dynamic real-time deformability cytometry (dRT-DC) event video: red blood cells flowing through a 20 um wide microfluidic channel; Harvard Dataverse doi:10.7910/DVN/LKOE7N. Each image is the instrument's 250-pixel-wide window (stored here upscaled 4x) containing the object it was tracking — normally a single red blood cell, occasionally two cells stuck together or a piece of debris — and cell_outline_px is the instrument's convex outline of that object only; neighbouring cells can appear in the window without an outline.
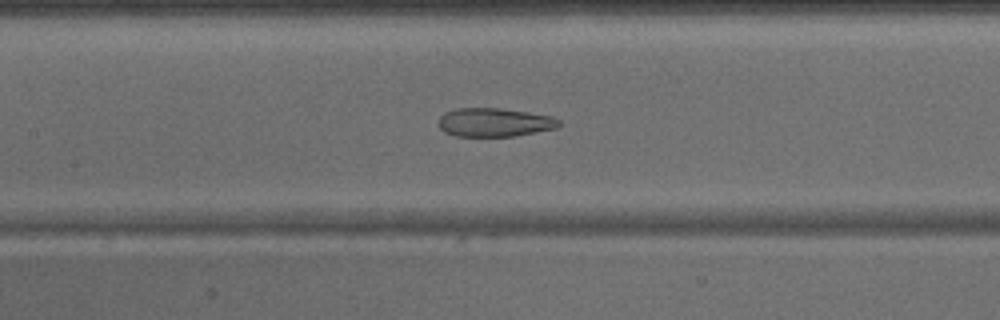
{"species": "common noctule bat (a hibernating species)", "species_latin": "Nyctalus noctula", "temperature_condition": "warm", "stored_images_in_passage": 33, "camera_frame_rate_fps": 3000, "um_per_image_px": 0.085, "animal": {"sex": "male", "body_mass_g": 15.6}, "frame": {"image": 1, "passage_image": 14, "time_ms": 4.333, "image_size_px": [1000, 320], "cell_outline_px": [[560, 124], [556, 128], [536, 132], [512, 136], [456, 136], [444, 132], [436, 124], [440, 116], [444, 112], [456, 108], [500, 108], [528, 112], [552, 116], [560, 120]], "centroid_in_image_um": [41.98, 10.39], "position_along_channel_um": 165.4, "area_um2": 20.23}}
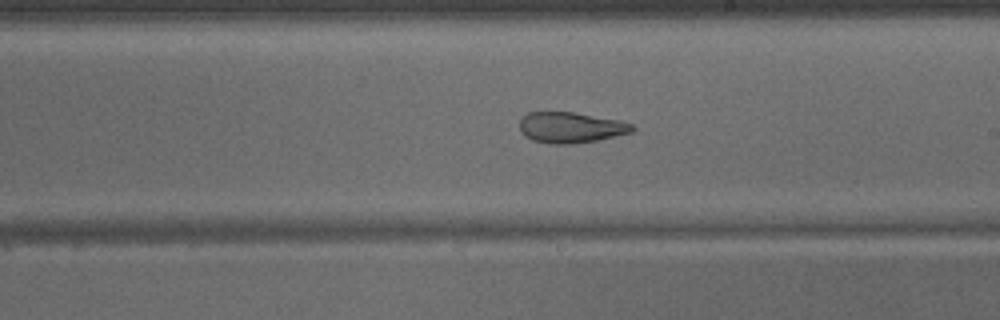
{"frame": {"image": 2, "passage_image": 19, "time_ms": 6.0, "image_size_px": [1000, 320], "cell_outline_px": [[636, 128], [632, 132], [596, 140], [572, 144], [552, 144], [532, 140], [520, 128], [520, 120], [528, 112], [572, 112], [620, 120], [632, 124]], "centroid_in_image_um": [48.54, 10.83], "position_along_channel_um": 240.5, "area_um2": 19.94}}
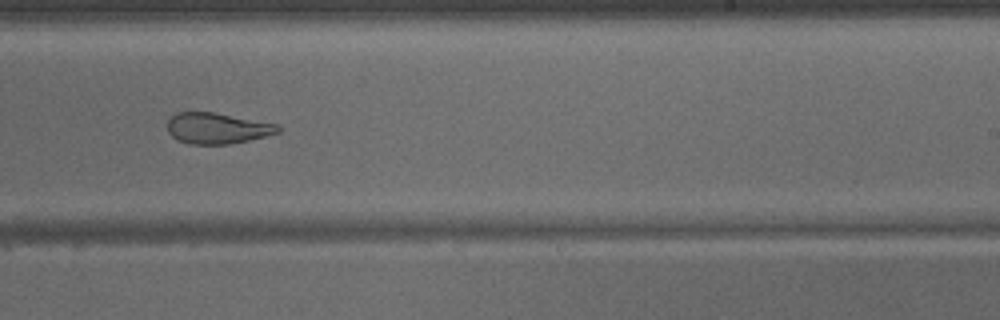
{"frame": {"image": 3, "passage_image": 21, "time_ms": 6.667, "image_size_px": [1000, 320], "cell_outline_px": [[280, 132], [232, 144], [188, 144], [176, 140], [168, 132], [168, 120], [176, 112], [212, 112], [276, 124], [280, 128]], "centroid_in_image_um": [18.41, 10.91], "position_along_channel_um": 270.6, "area_um2": 19.77}}